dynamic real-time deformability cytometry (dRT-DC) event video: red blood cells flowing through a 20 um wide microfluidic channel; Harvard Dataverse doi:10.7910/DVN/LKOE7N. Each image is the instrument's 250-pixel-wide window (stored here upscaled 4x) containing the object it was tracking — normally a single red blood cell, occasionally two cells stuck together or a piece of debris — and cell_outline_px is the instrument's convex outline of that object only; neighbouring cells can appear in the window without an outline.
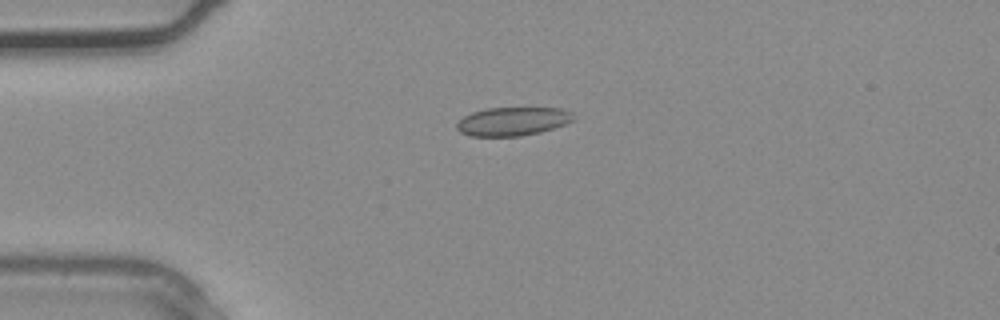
{"species": "common noctule bat (a hibernating species)", "species_latin": "Nyctalus noctula", "temperature_condition": "warm", "stored_images_in_passage": 33, "camera_frame_rate_fps": 3000, "um_per_image_px": 0.085, "animal": {"sex": "male", "body_mass_g": 20.4}, "frame": {"image": 1, "passage_image": 6, "time_ms": 1.667, "image_size_px": [1000, 320], "cell_outline_px": [[576, 116], [572, 120], [564, 124], [540, 132], [520, 136], [468, 136], [460, 132], [456, 128], [456, 124], [464, 116], [472, 112], [484, 108], [560, 108], [572, 112]], "centroid_in_image_um": [43.55, 10.31], "position_along_channel_um": 41.4, "area_um2": 19.42}}